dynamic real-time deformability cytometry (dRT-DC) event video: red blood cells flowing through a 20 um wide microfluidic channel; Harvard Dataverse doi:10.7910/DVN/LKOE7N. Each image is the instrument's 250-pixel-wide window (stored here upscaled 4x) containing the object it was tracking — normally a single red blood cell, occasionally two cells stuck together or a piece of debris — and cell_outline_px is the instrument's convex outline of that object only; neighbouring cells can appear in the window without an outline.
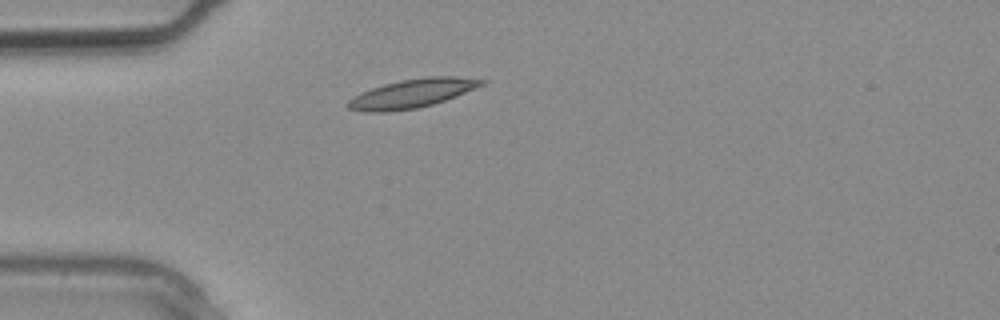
{"species": "common noctule bat (a hibernating species)", "species_latin": "Nyctalus noctula", "temperature_condition": "warm", "stored_images_in_passage": 1, "camera_frame_rate_fps": 3000, "um_per_image_px": 0.085, "animal": {"sex": "male", "body_mass_g": 20.4}, "frame": {"image": 1, "passage_image": 1, "time_ms": 0.0, "image_size_px": [1000, 320], "cell_outline_px": [[488, 80], [484, 84], [456, 96], [432, 104], [416, 108], [388, 112], [364, 112], [348, 108], [344, 104], [352, 96], [360, 92], [384, 84], [400, 80], [428, 76], [456, 76]], "centroid_in_image_um": [34.98, 7.94], "position_along_channel_um": 50.0, "area_um2": 22.48}}